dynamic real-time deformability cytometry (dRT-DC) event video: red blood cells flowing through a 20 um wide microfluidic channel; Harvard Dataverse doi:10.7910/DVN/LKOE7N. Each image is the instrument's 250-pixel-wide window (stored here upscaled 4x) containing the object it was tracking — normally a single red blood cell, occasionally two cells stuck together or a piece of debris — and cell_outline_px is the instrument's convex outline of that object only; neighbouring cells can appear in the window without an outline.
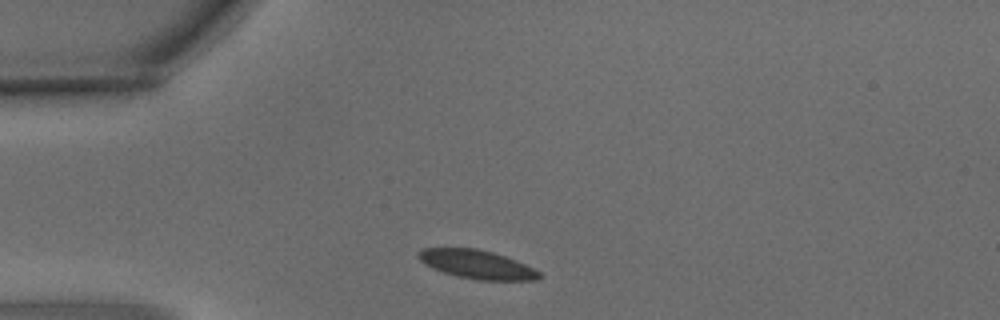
{"species": "common noctule bat (a hibernating species)", "species_latin": "Nyctalus noctula", "temperature_condition": "warm", "stored_images_in_passage": 3, "camera_frame_rate_fps": 3000, "um_per_image_px": 0.085, "animal": {"sex": "male", "body_mass_g": 15.6}, "frame": {"image": 1, "passage_image": 1, "time_ms": 0.0, "image_size_px": [1000, 320], "cell_outline_px": [[544, 276], [536, 280], [476, 280], [456, 276], [444, 272], [424, 264], [416, 256], [416, 252], [424, 248], [476, 248], [492, 252], [516, 260], [540, 272]], "centroid_in_image_um": [40.52, 22.47], "position_along_channel_um": 44.5, "area_um2": 20.17}}
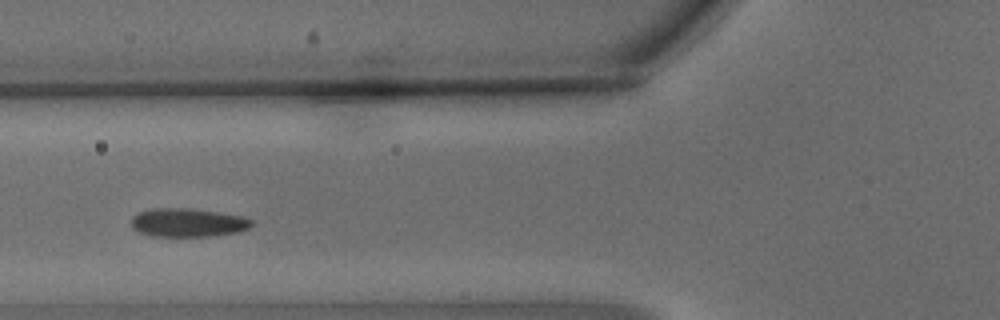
{"frame": {"image": 2, "passage_image": 3, "time_ms": 0.667, "image_size_px": [1000, 320], "cell_outline_px": [[252, 224], [248, 228], [240, 232], [212, 236], [152, 236], [140, 232], [132, 228], [132, 216], [136, 212], [148, 208], [192, 208], [220, 212], [240, 216], [252, 220]], "centroid_in_image_um": [15.93, 18.91], "position_along_channel_um": 109.9, "area_um2": 20.23}}